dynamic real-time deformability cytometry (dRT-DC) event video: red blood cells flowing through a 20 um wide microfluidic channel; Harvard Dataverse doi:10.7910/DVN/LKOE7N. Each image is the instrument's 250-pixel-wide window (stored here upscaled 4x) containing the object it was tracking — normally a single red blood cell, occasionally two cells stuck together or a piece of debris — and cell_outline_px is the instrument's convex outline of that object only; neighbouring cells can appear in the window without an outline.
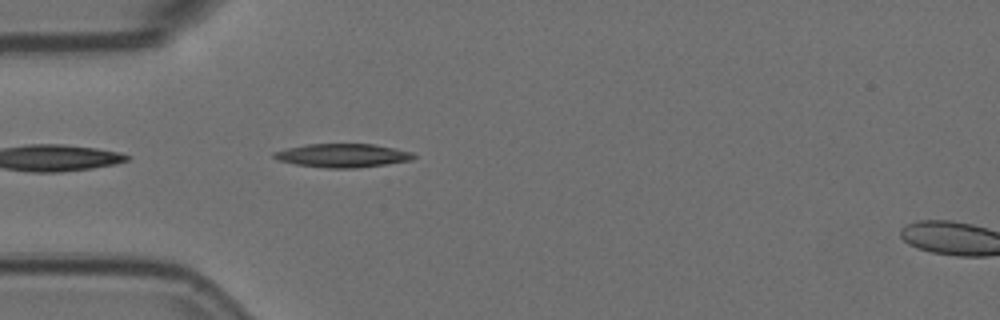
{"species": "Egyptian fruit bat (a non-hibernating species)", "species_latin": "Rousettus aegyptiacus", "temperature_condition": "room temperature", "stored_images_in_passage": 20, "camera_frame_rate_fps": 3000, "um_per_image_px": 0.085, "animal": {"sex": "female"}, "frame": {"image": 1, "passage_image": 3, "time_ms": 0.667, "image_size_px": [1000, 320], "cell_outline_px": [[416, 156], [412, 160], [356, 168], [328, 168], [296, 164], [276, 160], [272, 156], [272, 152], [288, 148], [308, 144], [372, 144], [412, 152]], "centroid_in_image_um": [29.08, 13.22], "position_along_channel_um": 55.9, "area_um2": 19.02}}
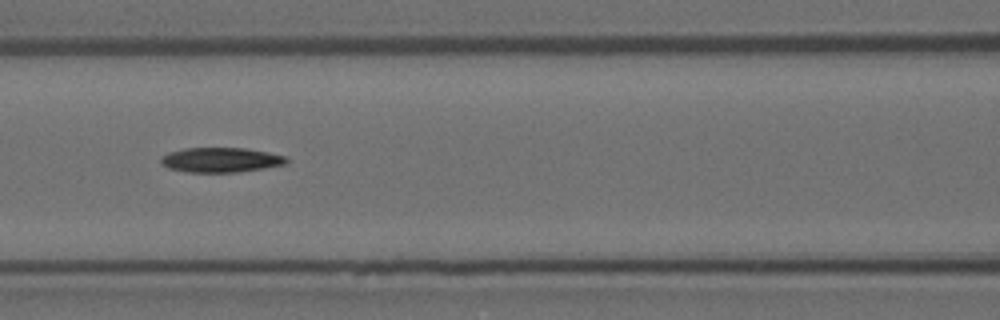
{"frame": {"image": 2, "passage_image": 11, "time_ms": 3.333, "image_size_px": [1000, 320], "cell_outline_px": [[288, 164], [264, 168], [236, 172], [188, 172], [168, 168], [160, 164], [160, 160], [168, 152], [184, 148], [244, 148], [268, 152], [288, 156]], "centroid_in_image_um": [18.79, 13.59], "position_along_channel_um": 147.8, "area_um2": 18.21}}
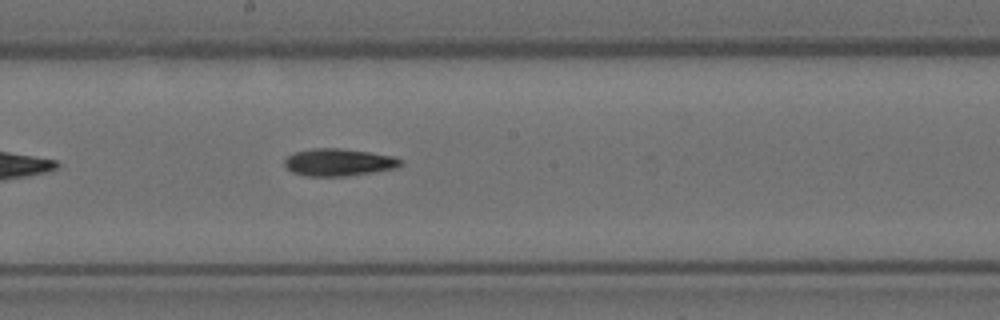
{"frame": {"image": 3, "passage_image": 17, "time_ms": 5.333, "image_size_px": [1000, 320], "cell_outline_px": [[404, 164], [396, 168], [372, 172], [344, 176], [304, 176], [292, 172], [284, 164], [284, 160], [288, 156], [296, 152], [312, 148], [340, 148], [368, 152], [392, 156], [404, 160]], "centroid_in_image_um": [28.8, 13.79], "position_along_channel_um": 219.4, "area_um2": 18.44}}